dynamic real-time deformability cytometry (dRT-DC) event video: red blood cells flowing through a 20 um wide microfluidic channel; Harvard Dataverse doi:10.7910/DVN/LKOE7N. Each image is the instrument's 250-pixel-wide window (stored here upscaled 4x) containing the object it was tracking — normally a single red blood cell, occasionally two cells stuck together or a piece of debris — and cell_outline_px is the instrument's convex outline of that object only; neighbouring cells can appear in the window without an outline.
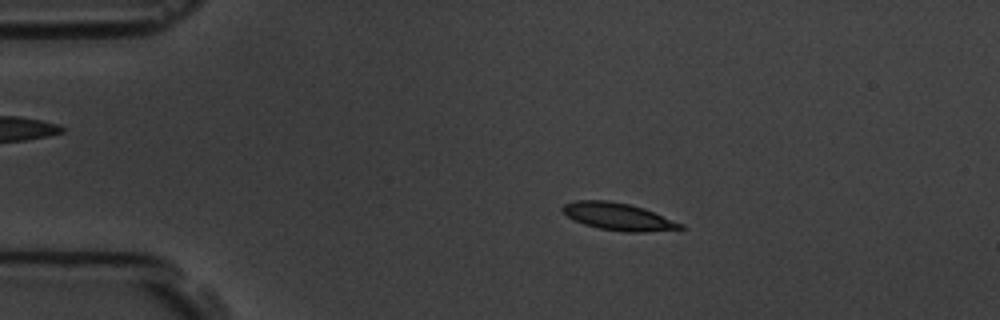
{"species": "common noctule bat (a hibernating species)", "species_latin": "Nyctalus noctula", "temperature_condition": "room temperature", "stored_images_in_passage": 5, "camera_frame_rate_fps": 3000, "um_per_image_px": 0.085, "animal": {"sex": "male", "body_mass_g": 19.5, "forearm_length_mm": 54.6}, "frame": {"image": 1, "passage_image": 3, "time_ms": 2.333, "image_size_px": [1000, 320], "cell_outline_px": [[688, 228], [644, 232], [624, 232], [600, 228], [584, 224], [568, 216], [560, 208], [564, 204], [576, 200], [608, 200], [628, 204], [644, 208], [684, 224]], "centroid_in_image_um": [52.58, 18.41], "position_along_channel_um": 32.4, "area_um2": 18.67}}